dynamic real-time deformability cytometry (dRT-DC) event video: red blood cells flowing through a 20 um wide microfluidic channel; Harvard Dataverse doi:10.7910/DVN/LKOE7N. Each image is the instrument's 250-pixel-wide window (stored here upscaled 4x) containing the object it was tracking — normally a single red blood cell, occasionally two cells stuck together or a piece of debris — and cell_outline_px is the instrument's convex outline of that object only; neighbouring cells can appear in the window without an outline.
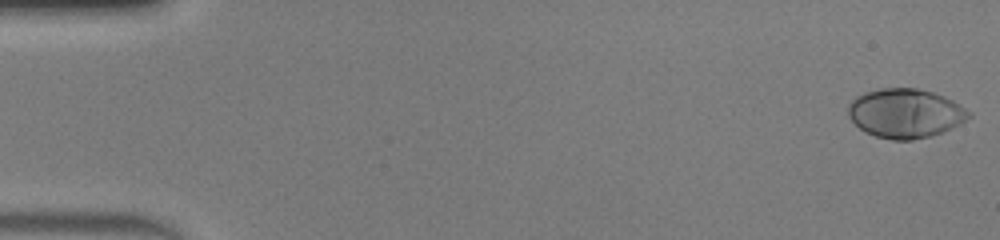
{"species": "human", "species_latin": "Homo sapiens", "temperature_condition": "warm", "stored_images_in_passage": 49, "camera_frame_rate_fps": 3000, "um_per_image_px": 0.085, "donor": {"sex": "male"}, "frame": {"image": 1, "passage_image": 1, "time_ms": 0.0, "image_size_px": [1000, 240], "cell_outline_px": [[972, 116], [960, 124], [952, 128], [932, 136], [912, 140], [892, 140], [876, 136], [864, 132], [848, 116], [848, 104], [856, 96], [864, 92], [880, 88], [916, 88], [932, 92], [944, 96], [952, 100], [972, 112]], "centroid_in_image_um": [76.96, 9.63], "position_along_channel_um": 8.0, "area_um2": 34.8}}
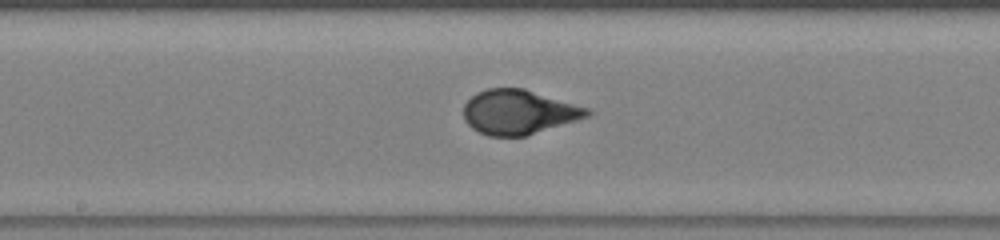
{"frame": {"image": 2, "passage_image": 26, "time_ms": 8.333, "image_size_px": [1000, 240], "cell_outline_px": [[592, 116], [524, 136], [488, 136], [472, 128], [464, 120], [464, 104], [476, 92], [488, 88], [524, 88], [588, 108], [592, 112]], "centroid_in_image_um": [44.09, 9.52], "position_along_channel_um": 204.1, "area_um2": 32.02}}
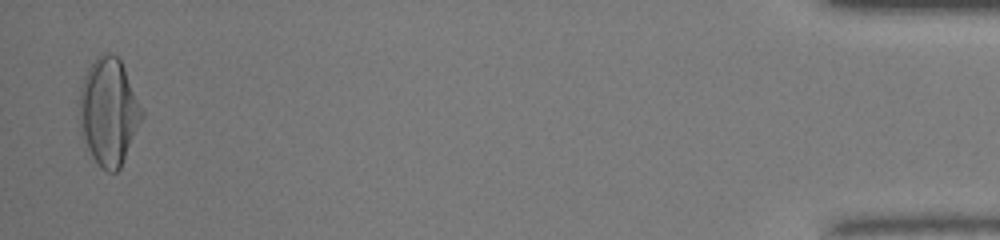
{"frame": {"image": 3, "passage_image": 48, "time_ms": 15.667, "image_size_px": [1000, 240], "cell_outline_px": [[144, 116], [120, 168], [116, 172], [108, 172], [100, 168], [92, 156], [80, 132], [80, 88], [84, 76], [88, 68], [96, 56], [100, 52], [108, 52], [116, 56], [120, 60], [124, 68], [144, 112]], "centroid_in_image_um": [9.24, 9.49], "position_along_channel_um": 426.0, "area_um2": 38.9}, "authors_computed_cell_mechanics": {"area_um2": 33.235, "velocity_mm_per_s": 4.2402, "shape_relaxation_time_tau1_ms": 4.1908, "shape_relaxation_time_tau2_ms": null, "deformation_change_tau1": 0.2581, "deformation_change_tau2": null}}